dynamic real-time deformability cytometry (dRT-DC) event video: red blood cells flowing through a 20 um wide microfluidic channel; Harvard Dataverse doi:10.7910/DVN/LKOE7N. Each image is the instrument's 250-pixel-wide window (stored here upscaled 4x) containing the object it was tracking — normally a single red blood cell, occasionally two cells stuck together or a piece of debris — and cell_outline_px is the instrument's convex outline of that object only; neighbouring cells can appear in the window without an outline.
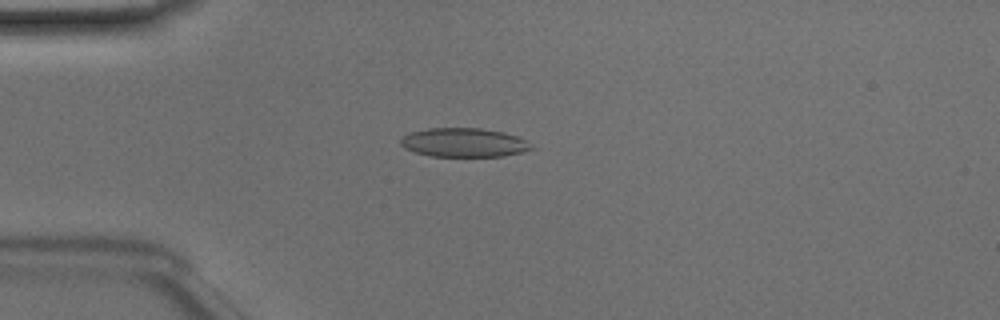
{"species": "Egyptian fruit bat (a non-hibernating species)", "species_latin": "Rousettus aegyptiacus", "temperature_condition": "room temperature", "stored_images_in_passage": 49, "camera_frame_rate_fps": 3000, "um_per_image_px": 0.085, "animal": {"sex": "male"}, "frame": {"image": 1, "passage_image": 13, "time_ms": 4.0, "image_size_px": [1000, 320], "cell_outline_px": [[536, 148], [504, 156], [428, 156], [404, 148], [400, 144], [400, 140], [404, 136], [412, 132], [428, 128], [480, 128], [504, 132], [516, 136], [524, 140]], "centroid_in_image_um": [39.42, 12.12], "position_along_channel_um": 45.6, "area_um2": 21.91}}
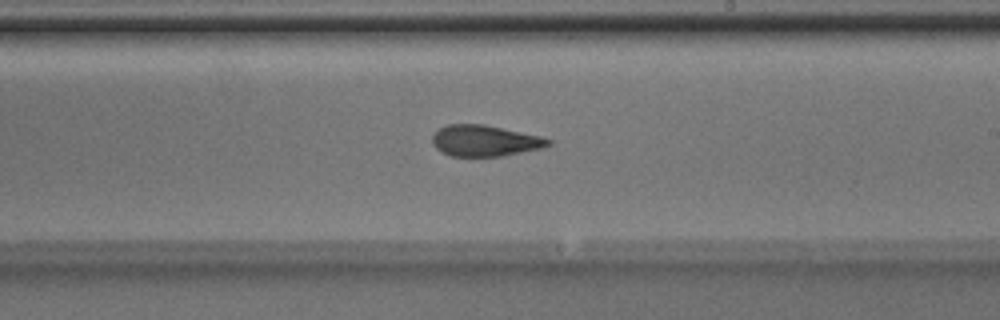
{"frame": {"image": 2, "passage_image": 29, "time_ms": 9.333, "image_size_px": [1000, 320], "cell_outline_px": [[552, 144], [544, 148], [500, 156], [452, 156], [436, 148], [432, 144], [432, 136], [440, 128], [448, 124], [484, 124], [540, 136], [552, 140]], "centroid_in_image_um": [41.23, 11.96], "position_along_channel_um": 247.8, "area_um2": 20.92}}
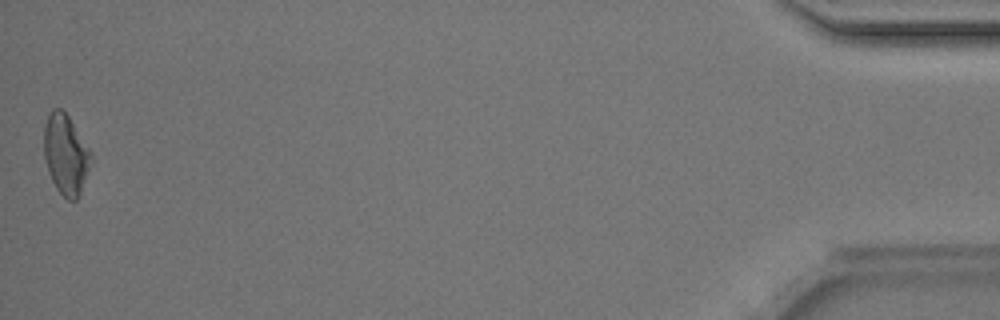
{"frame": {"image": 3, "passage_image": 49, "time_ms": 16.0, "image_size_px": [1000, 320], "cell_outline_px": [[92, 160], [80, 196], [76, 200], [68, 200], [56, 188], [52, 180], [44, 156], [44, 128], [48, 116], [52, 108], [60, 108], [68, 116], [88, 148], [92, 156]], "centroid_in_image_um": [5.59, 13.15], "position_along_channel_um": 429.6, "area_um2": 21.62}, "authors_computed_cell_mechanics": {"area_um2": 21.6172, "velocity_mm_per_s": 4.1391, "shape_relaxation_time_tau1_ms": 7.6462, "shape_relaxation_time_tau2_ms": 2.6277, "deformation_change_tau1": 0.1835, "deformation_change_tau2": 0.0999}}